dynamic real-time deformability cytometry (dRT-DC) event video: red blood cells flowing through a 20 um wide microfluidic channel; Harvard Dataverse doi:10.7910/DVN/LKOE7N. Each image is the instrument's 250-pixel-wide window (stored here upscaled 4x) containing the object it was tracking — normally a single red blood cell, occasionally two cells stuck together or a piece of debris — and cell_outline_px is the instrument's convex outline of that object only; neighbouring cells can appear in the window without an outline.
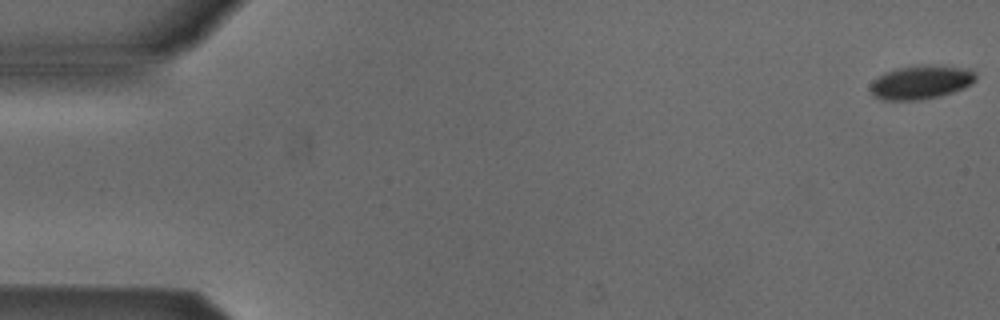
{"species": "Egyptian fruit bat (a non-hibernating species)", "species_latin": "Rousettus aegyptiacus", "temperature_condition": "cold", "stored_images_in_passage": 13, "camera_frame_rate_fps": 3000, "um_per_image_px": 0.085, "animal": {"sex": "male"}, "frame": {"image": 1, "passage_image": 1, "time_ms": 0.0, "image_size_px": [1000, 320], "cell_outline_px": [[976, 80], [964, 88], [940, 96], [916, 100], [884, 100], [872, 96], [868, 88], [872, 80], [884, 72], [896, 68], [916, 64], [932, 64], [968, 68], [976, 72]], "centroid_in_image_um": [78.25, 6.97], "position_along_channel_um": 6.8, "area_um2": 21.27}}